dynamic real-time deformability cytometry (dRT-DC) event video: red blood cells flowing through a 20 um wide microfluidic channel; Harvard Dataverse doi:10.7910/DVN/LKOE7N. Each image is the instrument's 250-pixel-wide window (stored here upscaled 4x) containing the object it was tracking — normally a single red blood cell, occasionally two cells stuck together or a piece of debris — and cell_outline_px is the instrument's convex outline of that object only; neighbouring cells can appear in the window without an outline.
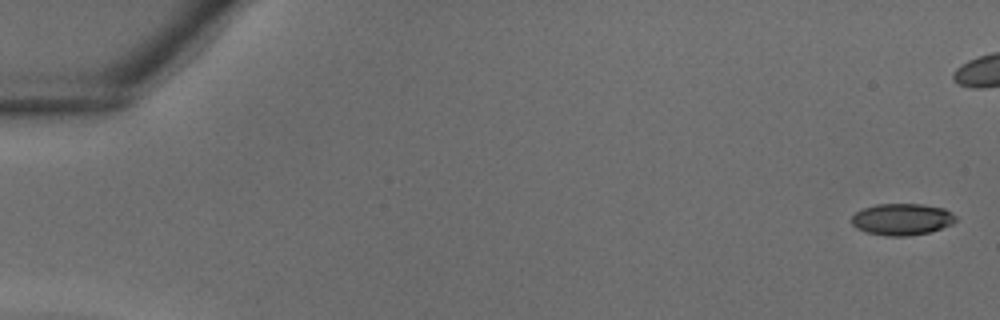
{"species": "common noctule bat (a hibernating species)", "species_latin": "Nyctalus noctula", "temperature_condition": "warm", "stored_images_in_passage": 8, "camera_frame_rate_fps": 3000, "um_per_image_px": 0.085, "animal": {"sex": "male", "body_mass_g": 18.8}, "frame": {"image": 1, "passage_image": 1, "time_ms": 0.0, "image_size_px": [1000, 320], "cell_outline_px": [[956, 220], [952, 224], [928, 232], [908, 236], [888, 236], [868, 232], [856, 228], [852, 224], [852, 216], [856, 212], [864, 208], [876, 204], [920, 204], [944, 208], [952, 212], [956, 216]], "centroid_in_image_um": [76.67, 18.63], "position_along_channel_um": 8.3, "area_um2": 19.07}}